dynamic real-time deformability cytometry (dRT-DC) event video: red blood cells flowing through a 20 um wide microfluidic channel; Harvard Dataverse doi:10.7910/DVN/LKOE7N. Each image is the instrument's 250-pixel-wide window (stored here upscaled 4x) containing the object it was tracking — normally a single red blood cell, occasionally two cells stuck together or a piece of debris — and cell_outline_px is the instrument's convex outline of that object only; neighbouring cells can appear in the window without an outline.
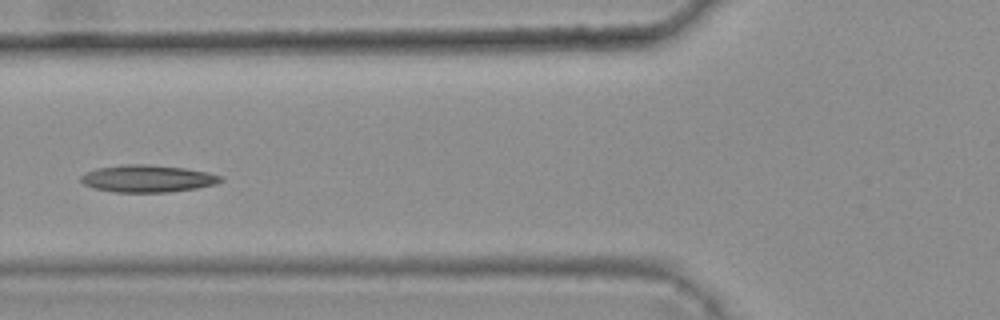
{"species": "common noctule bat (a hibernating species)", "species_latin": "Nyctalus noctula", "temperature_condition": "warm", "stored_images_in_passage": 7, "camera_frame_rate_fps": 3000, "um_per_image_px": 0.085, "animal": {"sex": "female", "body_mass_g": 25.1}, "frame": {"image": 1, "passage_image": 7, "time_ms": 2.0, "image_size_px": [1000, 320], "cell_outline_px": [[224, 180], [216, 184], [196, 188], [168, 192], [116, 192], [96, 188], [84, 184], [80, 180], [80, 176], [96, 168], [120, 164], [148, 164], [184, 168], [208, 172], [220, 176]], "centroid_in_image_um": [12.55, 15.17], "position_along_channel_um": 113.3, "area_um2": 22.08}}